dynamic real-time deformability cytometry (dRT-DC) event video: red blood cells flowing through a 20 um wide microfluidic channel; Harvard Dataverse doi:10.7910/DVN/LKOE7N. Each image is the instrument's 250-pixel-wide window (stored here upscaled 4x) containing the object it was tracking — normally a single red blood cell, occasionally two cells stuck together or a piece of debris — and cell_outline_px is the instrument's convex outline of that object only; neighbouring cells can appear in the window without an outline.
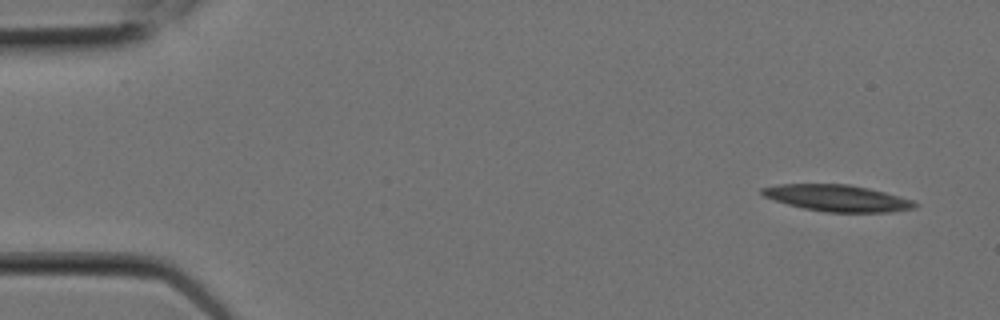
{"species": "Egyptian fruit bat (a non-hibernating species)", "species_latin": "Rousettus aegyptiacus", "temperature_condition": "room temperature", "stored_images_in_passage": 6, "camera_frame_rate_fps": 3000, "um_per_image_px": 0.085, "animal": {"sex": "female"}, "frame": {"image": 1, "passage_image": 1, "time_ms": 0.0, "image_size_px": [1000, 320], "cell_outline_px": [[920, 204], [916, 208], [892, 212], [828, 212], [804, 208], [788, 204], [764, 196], [760, 192], [760, 188], [780, 184], [848, 184], [868, 188], [884, 192], [912, 200]], "centroid_in_image_um": [71.2, 16.84], "position_along_channel_um": 13.8, "area_um2": 23.47}}